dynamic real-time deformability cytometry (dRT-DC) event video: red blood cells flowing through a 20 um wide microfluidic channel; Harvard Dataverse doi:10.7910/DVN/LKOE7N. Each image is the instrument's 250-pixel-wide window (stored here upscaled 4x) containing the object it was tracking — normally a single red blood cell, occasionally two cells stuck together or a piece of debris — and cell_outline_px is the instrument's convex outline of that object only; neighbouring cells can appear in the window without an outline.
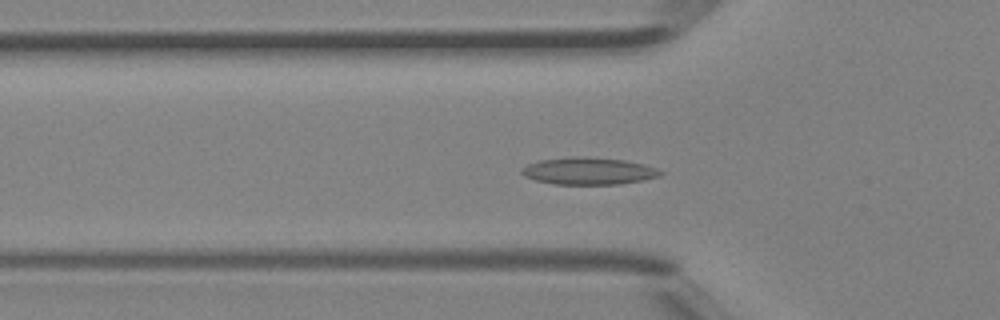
{"species": "Egyptian fruit bat (a non-hibernating species)", "species_latin": "Rousettus aegyptiacus", "temperature_condition": "room temperature", "stored_images_in_passage": 46, "camera_frame_rate_fps": 3000, "um_per_image_px": 0.085, "animal": {"sex": "female"}, "frame": {"image": 1, "passage_image": 16, "time_ms": 5.0, "image_size_px": [1000, 320], "cell_outline_px": [[664, 172], [660, 176], [620, 184], [552, 184], [536, 180], [524, 176], [520, 172], [520, 168], [528, 164], [540, 160], [572, 156], [580, 156], [624, 160], [644, 164], [656, 168]], "centroid_in_image_um": [49.99, 14.53], "position_along_channel_um": 75.8, "area_um2": 21.91}}
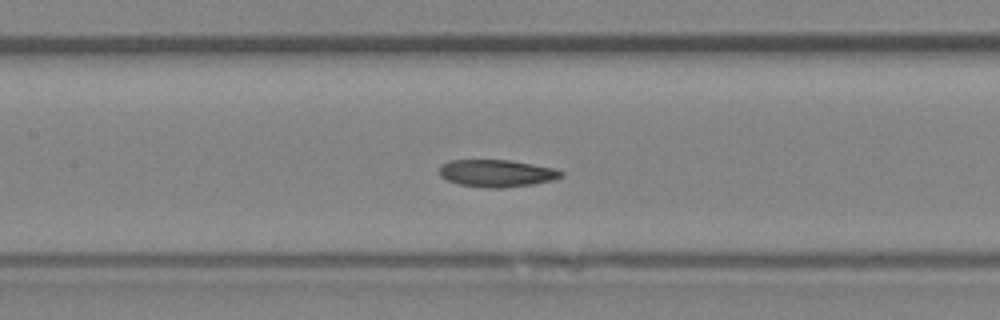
{"frame": {"image": 2, "passage_image": 22, "time_ms": 7.0, "image_size_px": [1000, 320], "cell_outline_px": [[564, 176], [552, 180], [532, 184], [504, 188], [488, 188], [460, 184], [448, 180], [440, 176], [440, 164], [452, 160], [508, 160], [556, 168], [564, 172]], "centroid_in_image_um": [42.24, 14.72], "position_along_channel_um": 165.2, "area_um2": 19.31}}
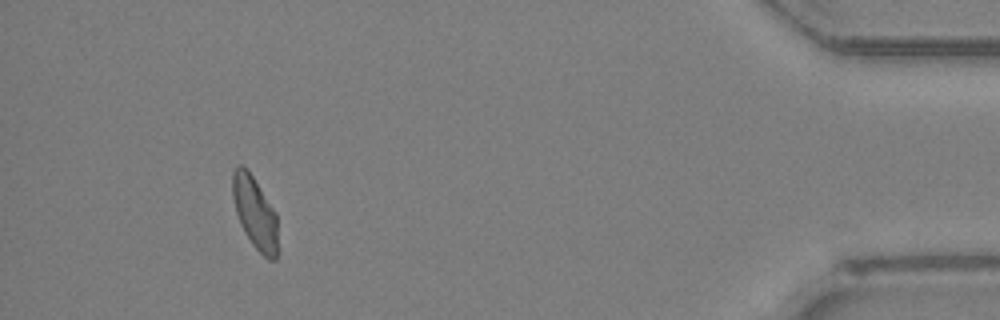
{"frame": {"image": 3, "passage_image": 43, "time_ms": 14.0, "image_size_px": [1000, 320], "cell_outline_px": [[276, 260], [268, 260], [252, 244], [240, 224], [236, 212], [232, 196], [232, 172], [240, 164], [244, 164], [248, 168], [276, 212]], "centroid_in_image_um": [21.64, 18.02], "position_along_channel_um": 413.6, "area_um2": 18.96}, "authors_computed_cell_mechanics": {"area_um2": 19.3919, "velocity_mm_per_s": 4.4801, "shape_relaxation_time_tau1_ms": null, "shape_relaxation_time_tau2_ms": 4.1953, "deformation_change_tau1": null, "deformation_change_tau2": 0.0907}}